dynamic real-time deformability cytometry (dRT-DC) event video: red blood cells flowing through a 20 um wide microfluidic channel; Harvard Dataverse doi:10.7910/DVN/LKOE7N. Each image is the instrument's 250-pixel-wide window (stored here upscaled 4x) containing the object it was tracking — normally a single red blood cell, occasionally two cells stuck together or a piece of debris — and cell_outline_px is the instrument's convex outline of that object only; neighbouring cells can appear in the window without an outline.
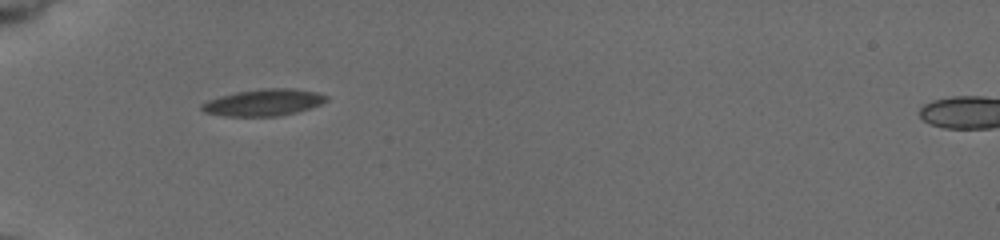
{"species": "common noctule bat (a hibernating species)", "species_latin": "Nyctalus noctula", "temperature_condition": "cold", "stored_images_in_passage": 5, "camera_frame_rate_fps": 3000, "um_per_image_px": 0.085, "animal": {"sex": "female", "body_mass_g": 19.5, "forearm_length_mm": 54.1}, "frame": {"image": 1, "passage_image": 1, "time_ms": 0.0, "image_size_px": [1000, 240], "cell_outline_px": [[328, 100], [320, 104], [296, 112], [280, 116], [224, 116], [204, 112], [200, 108], [200, 104], [208, 100], [220, 96], [236, 92], [260, 88], [296, 88], [316, 92], [328, 96]], "centroid_in_image_um": [22.39, 8.7], "position_along_channel_um": 62.6, "area_um2": 19.48}}
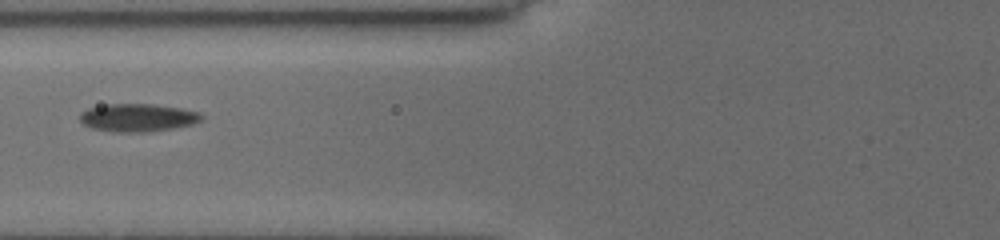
{"frame": {"image": 2, "passage_image": 4, "time_ms": 1.667, "image_size_px": [1000, 240], "cell_outline_px": [[204, 120], [192, 124], [176, 128], [144, 132], [112, 132], [92, 128], [84, 124], [80, 120], [80, 112], [88, 108], [108, 104], [152, 104], [180, 108], [200, 112], [204, 116]], "centroid_in_image_um": [11.74, 10.0], "position_along_channel_um": 114.1, "area_um2": 19.94}}